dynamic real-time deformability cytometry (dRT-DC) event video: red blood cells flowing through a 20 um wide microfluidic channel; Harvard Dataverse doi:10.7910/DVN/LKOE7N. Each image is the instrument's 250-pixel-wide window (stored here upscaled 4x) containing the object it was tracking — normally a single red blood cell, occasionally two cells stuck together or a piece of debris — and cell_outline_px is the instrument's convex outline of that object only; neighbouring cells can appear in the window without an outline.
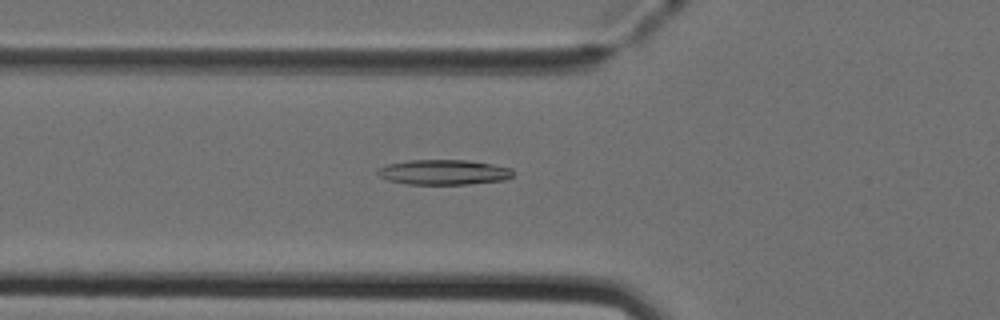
{"species": "Egyptian fruit bat (a non-hibernating species)", "species_latin": "Rousettus aegyptiacus", "temperature_condition": "cold", "stored_images_in_passage": 32, "camera_frame_rate_fps": 3000, "um_per_image_px": 0.085, "animal": {"sex": "female"}, "frame": {"image": 1, "passage_image": 18, "time_ms": 5.667, "image_size_px": [1000, 320], "cell_outline_px": [[512, 176], [508, 180], [468, 184], [408, 184], [388, 180], [380, 176], [376, 172], [380, 168], [388, 164], [408, 160], [468, 160], [492, 164], [512, 168]], "centroid_in_image_um": [37.75, 14.64], "position_along_channel_um": 88.0, "area_um2": 19.77}}
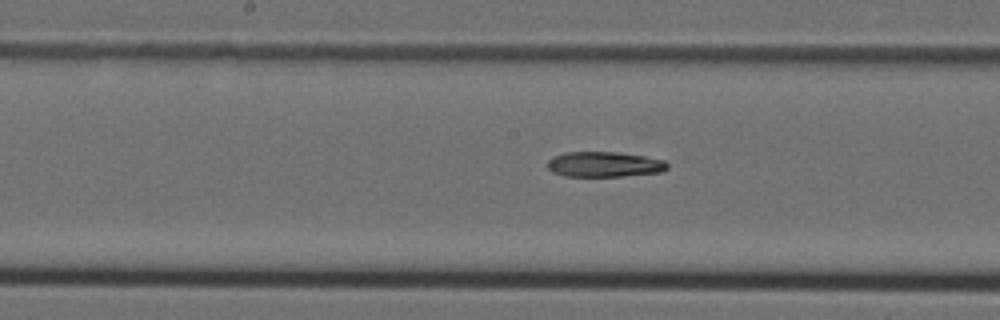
{"frame": {"image": 2, "passage_image": 26, "time_ms": 8.333, "image_size_px": [1000, 320], "cell_outline_px": [[668, 168], [664, 172], [624, 176], [564, 176], [552, 172], [544, 164], [552, 156], [564, 152], [616, 152], [644, 156], [664, 160], [668, 164]], "centroid_in_image_um": [51.34, 13.97], "position_along_channel_um": 196.9, "area_um2": 17.92}}
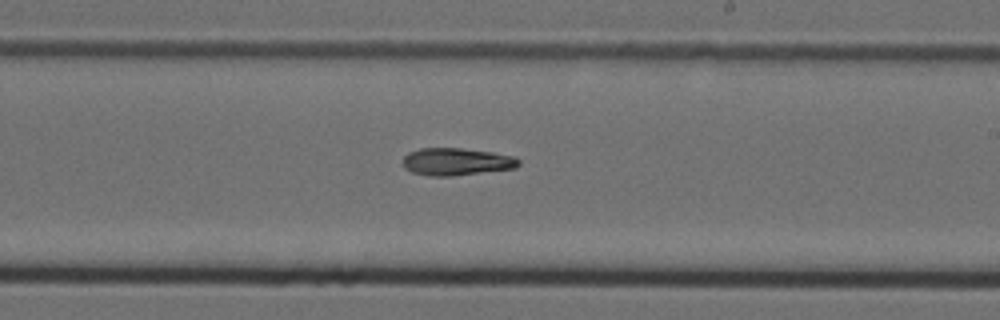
{"frame": {"image": 3, "passage_image": 30, "time_ms": 9.667, "image_size_px": [1000, 320], "cell_outline_px": [[520, 164], [516, 168], [452, 176], [428, 176], [412, 172], [404, 168], [400, 160], [408, 152], [420, 148], [460, 148], [492, 152], [516, 156], [520, 160]], "centroid_in_image_um": [38.77, 13.74], "position_along_channel_um": 250.2, "area_um2": 18.79}}